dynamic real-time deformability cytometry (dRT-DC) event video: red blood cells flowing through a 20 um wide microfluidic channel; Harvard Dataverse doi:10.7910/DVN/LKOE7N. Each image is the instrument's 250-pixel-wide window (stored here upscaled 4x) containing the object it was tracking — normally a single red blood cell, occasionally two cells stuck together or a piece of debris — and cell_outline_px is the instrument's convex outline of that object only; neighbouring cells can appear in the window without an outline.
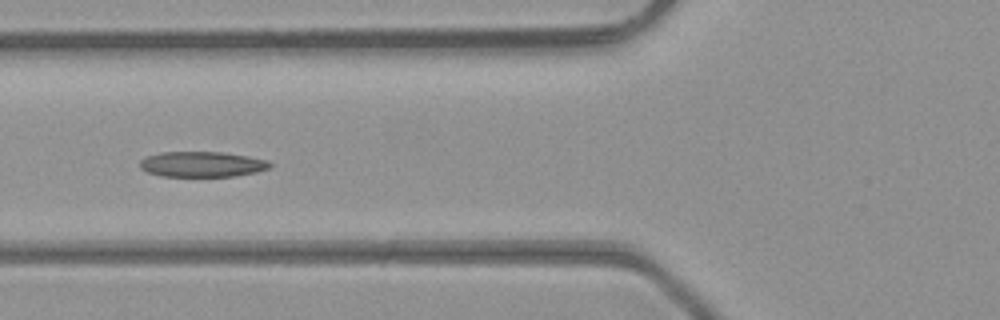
{"species": "common noctule bat (a hibernating species)", "species_latin": "Nyctalus noctula", "temperature_condition": "room temperature", "stored_images_in_passage": 5, "camera_frame_rate_fps": 3000, "um_per_image_px": 0.085, "animal": {"sex": "male", "body_mass_g": 23.1, "forearm_length_mm": 52.7}, "frame": {"image": 1, "passage_image": 5, "time_ms": 1.333, "image_size_px": [1000, 320], "cell_outline_px": [[272, 164], [268, 168], [256, 172], [236, 176], [160, 176], [148, 172], [140, 168], [140, 160], [144, 156], [160, 152], [220, 152], [248, 156], [268, 160]], "centroid_in_image_um": [17.14, 13.95], "position_along_channel_um": 108.7, "area_um2": 19.31}}